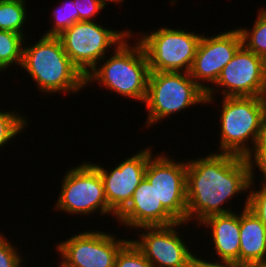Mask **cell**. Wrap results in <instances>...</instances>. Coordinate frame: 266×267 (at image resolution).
I'll use <instances>...</instances> for the list:
<instances>
[{
	"mask_svg": "<svg viewBox=\"0 0 266 267\" xmlns=\"http://www.w3.org/2000/svg\"><path fill=\"white\" fill-rule=\"evenodd\" d=\"M219 89L222 97H266V60L242 45L206 92V104L215 103Z\"/></svg>",
	"mask_w": 266,
	"mask_h": 267,
	"instance_id": "9",
	"label": "cell"
},
{
	"mask_svg": "<svg viewBox=\"0 0 266 267\" xmlns=\"http://www.w3.org/2000/svg\"><path fill=\"white\" fill-rule=\"evenodd\" d=\"M0 232V267H21L24 266L22 257L19 255L21 251L16 249L15 244H12Z\"/></svg>",
	"mask_w": 266,
	"mask_h": 267,
	"instance_id": "25",
	"label": "cell"
},
{
	"mask_svg": "<svg viewBox=\"0 0 266 267\" xmlns=\"http://www.w3.org/2000/svg\"><path fill=\"white\" fill-rule=\"evenodd\" d=\"M248 166H249V182L254 183L256 176L254 173L256 171L255 167L258 168L259 172L263 176L261 184H266V148H253L245 156Z\"/></svg>",
	"mask_w": 266,
	"mask_h": 267,
	"instance_id": "26",
	"label": "cell"
},
{
	"mask_svg": "<svg viewBox=\"0 0 266 267\" xmlns=\"http://www.w3.org/2000/svg\"><path fill=\"white\" fill-rule=\"evenodd\" d=\"M263 9V10H262ZM243 45L266 60V8H259L256 21L251 29L239 27Z\"/></svg>",
	"mask_w": 266,
	"mask_h": 267,
	"instance_id": "20",
	"label": "cell"
},
{
	"mask_svg": "<svg viewBox=\"0 0 266 267\" xmlns=\"http://www.w3.org/2000/svg\"><path fill=\"white\" fill-rule=\"evenodd\" d=\"M242 45V36L238 27L220 32L215 36L202 34L189 71L190 76L207 92L213 87L209 84L216 83L224 66ZM205 82L209 84L206 85Z\"/></svg>",
	"mask_w": 266,
	"mask_h": 267,
	"instance_id": "13",
	"label": "cell"
},
{
	"mask_svg": "<svg viewBox=\"0 0 266 267\" xmlns=\"http://www.w3.org/2000/svg\"><path fill=\"white\" fill-rule=\"evenodd\" d=\"M28 46L24 43L20 69L30 75L41 93L74 95L86 88L85 76L70 60L58 36L42 35Z\"/></svg>",
	"mask_w": 266,
	"mask_h": 267,
	"instance_id": "2",
	"label": "cell"
},
{
	"mask_svg": "<svg viewBox=\"0 0 266 267\" xmlns=\"http://www.w3.org/2000/svg\"><path fill=\"white\" fill-rule=\"evenodd\" d=\"M143 104L148 110L145 127L159 123L171 114L189 107L206 104V92L187 72L150 71Z\"/></svg>",
	"mask_w": 266,
	"mask_h": 267,
	"instance_id": "5",
	"label": "cell"
},
{
	"mask_svg": "<svg viewBox=\"0 0 266 267\" xmlns=\"http://www.w3.org/2000/svg\"><path fill=\"white\" fill-rule=\"evenodd\" d=\"M191 267H240V266H237L235 264L211 263L208 262L207 259H203L199 255L194 259Z\"/></svg>",
	"mask_w": 266,
	"mask_h": 267,
	"instance_id": "28",
	"label": "cell"
},
{
	"mask_svg": "<svg viewBox=\"0 0 266 267\" xmlns=\"http://www.w3.org/2000/svg\"><path fill=\"white\" fill-rule=\"evenodd\" d=\"M57 9L52 10L54 23L50 29L43 33L45 36H59L64 30L70 28L74 23L79 21V12L76 10L73 0H65L59 4Z\"/></svg>",
	"mask_w": 266,
	"mask_h": 267,
	"instance_id": "21",
	"label": "cell"
},
{
	"mask_svg": "<svg viewBox=\"0 0 266 267\" xmlns=\"http://www.w3.org/2000/svg\"><path fill=\"white\" fill-rule=\"evenodd\" d=\"M79 12V21H95L96 16L105 8L101 0H73Z\"/></svg>",
	"mask_w": 266,
	"mask_h": 267,
	"instance_id": "27",
	"label": "cell"
},
{
	"mask_svg": "<svg viewBox=\"0 0 266 267\" xmlns=\"http://www.w3.org/2000/svg\"><path fill=\"white\" fill-rule=\"evenodd\" d=\"M105 5L107 4V3H109V2H111V3H118V4H120V3H122L124 0H101Z\"/></svg>",
	"mask_w": 266,
	"mask_h": 267,
	"instance_id": "30",
	"label": "cell"
},
{
	"mask_svg": "<svg viewBox=\"0 0 266 267\" xmlns=\"http://www.w3.org/2000/svg\"><path fill=\"white\" fill-rule=\"evenodd\" d=\"M115 267H154L130 240L117 254Z\"/></svg>",
	"mask_w": 266,
	"mask_h": 267,
	"instance_id": "23",
	"label": "cell"
},
{
	"mask_svg": "<svg viewBox=\"0 0 266 267\" xmlns=\"http://www.w3.org/2000/svg\"><path fill=\"white\" fill-rule=\"evenodd\" d=\"M161 27L151 33H138V40L148 59L149 70L189 73L202 34ZM143 33V34H142Z\"/></svg>",
	"mask_w": 266,
	"mask_h": 267,
	"instance_id": "6",
	"label": "cell"
},
{
	"mask_svg": "<svg viewBox=\"0 0 266 267\" xmlns=\"http://www.w3.org/2000/svg\"><path fill=\"white\" fill-rule=\"evenodd\" d=\"M65 172L60 195L54 205L56 210L82 217L97 211L101 216L112 214V217H117L106 200L99 171L90 162H83Z\"/></svg>",
	"mask_w": 266,
	"mask_h": 267,
	"instance_id": "8",
	"label": "cell"
},
{
	"mask_svg": "<svg viewBox=\"0 0 266 267\" xmlns=\"http://www.w3.org/2000/svg\"><path fill=\"white\" fill-rule=\"evenodd\" d=\"M119 224L135 230L145 226H167L178 222L161 204L154 187L144 178L129 204L117 215Z\"/></svg>",
	"mask_w": 266,
	"mask_h": 267,
	"instance_id": "15",
	"label": "cell"
},
{
	"mask_svg": "<svg viewBox=\"0 0 266 267\" xmlns=\"http://www.w3.org/2000/svg\"><path fill=\"white\" fill-rule=\"evenodd\" d=\"M150 147L125 158L111 170L103 165L91 164L99 171L104 185V193L110 209L118 215L131 201L133 193L145 178L146 166L154 155Z\"/></svg>",
	"mask_w": 266,
	"mask_h": 267,
	"instance_id": "14",
	"label": "cell"
},
{
	"mask_svg": "<svg viewBox=\"0 0 266 267\" xmlns=\"http://www.w3.org/2000/svg\"><path fill=\"white\" fill-rule=\"evenodd\" d=\"M253 148H266V111L262 117L260 133L257 143Z\"/></svg>",
	"mask_w": 266,
	"mask_h": 267,
	"instance_id": "29",
	"label": "cell"
},
{
	"mask_svg": "<svg viewBox=\"0 0 266 267\" xmlns=\"http://www.w3.org/2000/svg\"><path fill=\"white\" fill-rule=\"evenodd\" d=\"M131 30L108 29L102 24L98 25L97 20L77 21L58 37L70 60L86 77L107 55V50L115 49L133 33Z\"/></svg>",
	"mask_w": 266,
	"mask_h": 267,
	"instance_id": "7",
	"label": "cell"
},
{
	"mask_svg": "<svg viewBox=\"0 0 266 267\" xmlns=\"http://www.w3.org/2000/svg\"><path fill=\"white\" fill-rule=\"evenodd\" d=\"M132 33L111 53L107 54L85 77L86 86L97 82L114 94L135 101H145L149 77V64L146 53L137 40L132 46L128 39H134ZM134 36V37H133ZM110 56V57H109Z\"/></svg>",
	"mask_w": 266,
	"mask_h": 267,
	"instance_id": "3",
	"label": "cell"
},
{
	"mask_svg": "<svg viewBox=\"0 0 266 267\" xmlns=\"http://www.w3.org/2000/svg\"><path fill=\"white\" fill-rule=\"evenodd\" d=\"M171 156L153 155L146 166L145 178L155 189L163 207L178 221L186 223L187 161Z\"/></svg>",
	"mask_w": 266,
	"mask_h": 267,
	"instance_id": "11",
	"label": "cell"
},
{
	"mask_svg": "<svg viewBox=\"0 0 266 267\" xmlns=\"http://www.w3.org/2000/svg\"><path fill=\"white\" fill-rule=\"evenodd\" d=\"M249 183L245 157L214 151L200 159L187 160L186 223L195 220L191 222L197 225L208 216L233 212L222 205L248 192Z\"/></svg>",
	"mask_w": 266,
	"mask_h": 267,
	"instance_id": "1",
	"label": "cell"
},
{
	"mask_svg": "<svg viewBox=\"0 0 266 267\" xmlns=\"http://www.w3.org/2000/svg\"><path fill=\"white\" fill-rule=\"evenodd\" d=\"M185 225L187 223L176 222L167 226L139 227L136 229L141 232L139 238L131 241L154 267H191L197 252L189 249L178 233Z\"/></svg>",
	"mask_w": 266,
	"mask_h": 267,
	"instance_id": "12",
	"label": "cell"
},
{
	"mask_svg": "<svg viewBox=\"0 0 266 267\" xmlns=\"http://www.w3.org/2000/svg\"><path fill=\"white\" fill-rule=\"evenodd\" d=\"M244 208L240 211L239 266L266 265V227L247 209V195Z\"/></svg>",
	"mask_w": 266,
	"mask_h": 267,
	"instance_id": "17",
	"label": "cell"
},
{
	"mask_svg": "<svg viewBox=\"0 0 266 267\" xmlns=\"http://www.w3.org/2000/svg\"><path fill=\"white\" fill-rule=\"evenodd\" d=\"M27 124L28 119L22 113H17L15 110L9 112L0 110V149L18 136L25 127L27 130Z\"/></svg>",
	"mask_w": 266,
	"mask_h": 267,
	"instance_id": "22",
	"label": "cell"
},
{
	"mask_svg": "<svg viewBox=\"0 0 266 267\" xmlns=\"http://www.w3.org/2000/svg\"><path fill=\"white\" fill-rule=\"evenodd\" d=\"M26 0H0V30L16 32L25 36L23 26L28 21Z\"/></svg>",
	"mask_w": 266,
	"mask_h": 267,
	"instance_id": "19",
	"label": "cell"
},
{
	"mask_svg": "<svg viewBox=\"0 0 266 267\" xmlns=\"http://www.w3.org/2000/svg\"><path fill=\"white\" fill-rule=\"evenodd\" d=\"M221 105L218 151L245 157L257 143L266 97H223Z\"/></svg>",
	"mask_w": 266,
	"mask_h": 267,
	"instance_id": "4",
	"label": "cell"
},
{
	"mask_svg": "<svg viewBox=\"0 0 266 267\" xmlns=\"http://www.w3.org/2000/svg\"><path fill=\"white\" fill-rule=\"evenodd\" d=\"M211 230L212 249L217 255V260L213 259L208 262L235 264L239 266V249H240V213L230 212L226 214H215L208 216L198 223ZM216 261V262H215Z\"/></svg>",
	"mask_w": 266,
	"mask_h": 267,
	"instance_id": "16",
	"label": "cell"
},
{
	"mask_svg": "<svg viewBox=\"0 0 266 267\" xmlns=\"http://www.w3.org/2000/svg\"><path fill=\"white\" fill-rule=\"evenodd\" d=\"M252 186H254V183H249L247 209L266 227V184H261L258 190Z\"/></svg>",
	"mask_w": 266,
	"mask_h": 267,
	"instance_id": "24",
	"label": "cell"
},
{
	"mask_svg": "<svg viewBox=\"0 0 266 267\" xmlns=\"http://www.w3.org/2000/svg\"><path fill=\"white\" fill-rule=\"evenodd\" d=\"M130 240L100 230L73 234L56 243L62 259L57 267H115L118 252Z\"/></svg>",
	"mask_w": 266,
	"mask_h": 267,
	"instance_id": "10",
	"label": "cell"
},
{
	"mask_svg": "<svg viewBox=\"0 0 266 267\" xmlns=\"http://www.w3.org/2000/svg\"><path fill=\"white\" fill-rule=\"evenodd\" d=\"M242 267H266V265H248V266H242Z\"/></svg>",
	"mask_w": 266,
	"mask_h": 267,
	"instance_id": "31",
	"label": "cell"
},
{
	"mask_svg": "<svg viewBox=\"0 0 266 267\" xmlns=\"http://www.w3.org/2000/svg\"><path fill=\"white\" fill-rule=\"evenodd\" d=\"M27 38L16 32L0 30V72L9 66L21 67L23 60V46Z\"/></svg>",
	"mask_w": 266,
	"mask_h": 267,
	"instance_id": "18",
	"label": "cell"
}]
</instances>
